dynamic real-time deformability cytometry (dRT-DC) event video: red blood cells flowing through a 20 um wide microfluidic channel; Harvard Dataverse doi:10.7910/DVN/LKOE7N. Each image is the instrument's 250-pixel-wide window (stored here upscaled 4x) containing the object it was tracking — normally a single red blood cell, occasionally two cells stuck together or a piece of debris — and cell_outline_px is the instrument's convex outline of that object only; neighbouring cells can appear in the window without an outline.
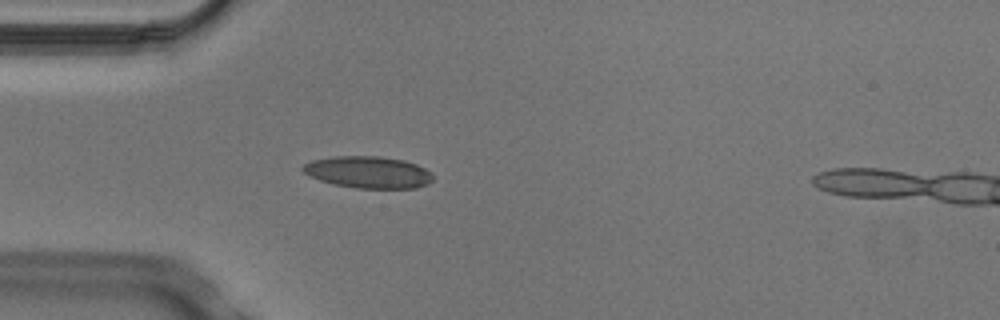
{"species": "Egyptian fruit bat (a non-hibernating species)", "species_latin": "Rousettus aegyptiacus", "temperature_condition": "cold", "stored_images_in_passage": 3, "camera_frame_rate_fps": 3000, "um_per_image_px": 0.085, "animal": {"sex": "male"}, "frame": {"image": 1, "passage_image": 3, "time_ms": 0.667, "image_size_px": [1000, 320], "cell_outline_px": [[432, 180], [428, 184], [416, 188], [356, 188], [332, 184], [308, 176], [300, 168], [304, 164], [312, 160], [336, 156], [380, 156], [404, 160], [416, 164], [432, 172]], "centroid_in_image_um": [31.29, 14.64], "position_along_channel_um": 53.7, "area_um2": 24.28}}